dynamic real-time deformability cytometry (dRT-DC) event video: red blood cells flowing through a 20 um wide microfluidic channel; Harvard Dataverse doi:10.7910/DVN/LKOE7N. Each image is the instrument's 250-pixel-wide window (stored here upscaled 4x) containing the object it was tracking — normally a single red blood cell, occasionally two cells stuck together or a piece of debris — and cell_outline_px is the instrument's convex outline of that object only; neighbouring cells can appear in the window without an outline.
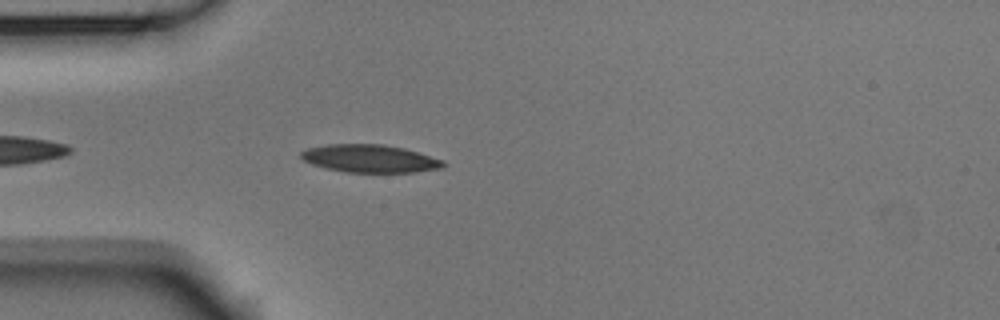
{"species": "Egyptian fruit bat (a non-hibernating species)", "species_latin": "Rousettus aegyptiacus", "temperature_condition": "room temperature", "stored_images_in_passage": 12, "camera_frame_rate_fps": 3000, "um_per_image_px": 0.085, "animal": {"sex": "male"}, "frame": {"image": 1, "passage_image": 4, "time_ms": 1.0, "image_size_px": [1000, 320], "cell_outline_px": [[444, 168], [416, 172], [344, 172], [324, 168], [312, 164], [304, 160], [300, 156], [300, 152], [308, 148], [328, 144], [384, 144], [404, 148], [444, 160]], "centroid_in_image_um": [31.44, 13.48], "position_along_channel_um": 53.6, "area_um2": 23.12}}
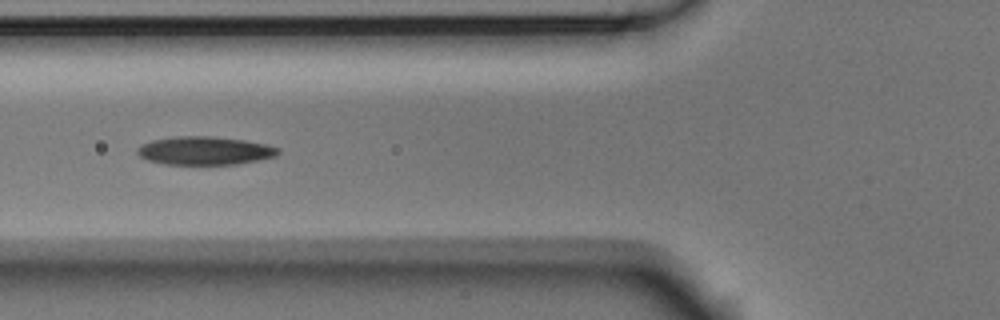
{"frame": {"image": 2, "passage_image": 9, "time_ms": 2.667, "image_size_px": [1000, 320], "cell_outline_px": [[280, 152], [276, 156], [260, 160], [236, 164], [164, 164], [148, 160], [140, 156], [136, 152], [136, 148], [152, 140], [180, 136], [208, 136], [244, 140], [264, 144], [280, 148]], "centroid_in_image_um": [17.42, 12.81], "position_along_channel_um": 108.4, "area_um2": 23.06}}